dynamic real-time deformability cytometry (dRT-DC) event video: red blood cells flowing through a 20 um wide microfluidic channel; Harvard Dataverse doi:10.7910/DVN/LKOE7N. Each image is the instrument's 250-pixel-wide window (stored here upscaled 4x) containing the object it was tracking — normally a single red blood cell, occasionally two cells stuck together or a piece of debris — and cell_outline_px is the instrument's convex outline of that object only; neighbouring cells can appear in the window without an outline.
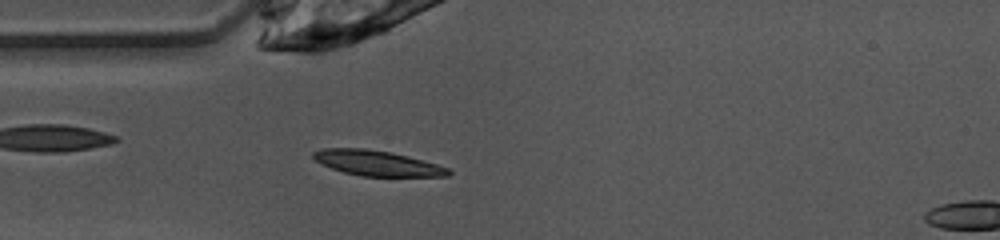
{"species": "common noctule bat (a hibernating species)", "species_latin": "Nyctalus noctula", "temperature_condition": "warm", "stored_images_in_passage": 39, "camera_frame_rate_fps": 3000, "um_per_image_px": 0.085, "animal": {"sex": "female", "body_mass_g": 10.0, "forearm_length_mm": 53.1}, "frame": {"image": 1, "passage_image": 3, "time_ms": 0.667, "image_size_px": [1000, 240], "cell_outline_px": [[452, 172], [448, 176], [360, 176], [344, 172], [332, 168], [316, 160], [312, 156], [312, 152], [324, 148], [364, 148], [392, 152], [408, 156], [436, 164], [448, 168]], "centroid_in_image_um": [32.06, 13.86], "position_along_channel_um": 52.9, "area_um2": 19.71}}
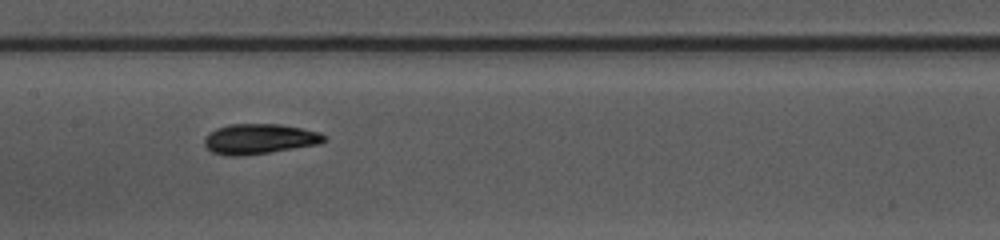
{"frame": {"image": 2, "passage_image": 13, "time_ms": 4.0, "image_size_px": [1000, 240], "cell_outline_px": [[328, 140], [320, 144], [244, 156], [228, 156], [212, 152], [204, 144], [204, 140], [208, 132], [216, 128], [228, 124], [280, 124], [320, 132], [328, 136]], "centroid_in_image_um": [22.07, 11.81], "position_along_channel_um": 185.3, "area_um2": 21.27}}
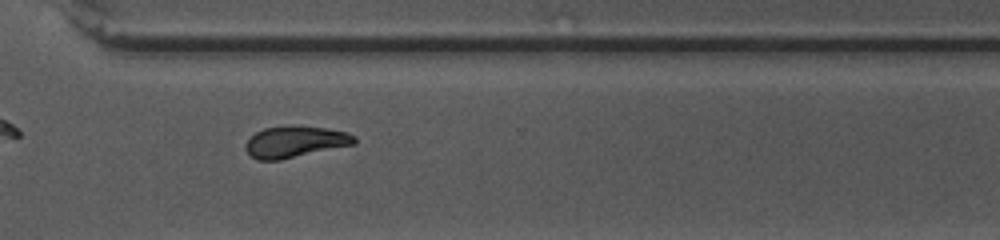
{"frame": {"image": 3, "passage_image": 25, "time_ms": 8.0, "image_size_px": [1000, 240], "cell_outline_px": [[356, 144], [280, 160], [256, 160], [244, 148], [244, 144], [256, 132], [264, 128], [288, 124], [296, 124], [324, 128], [348, 132], [356, 136]], "centroid_in_image_um": [25.09, 12.03], "position_along_channel_um": 345.5, "area_um2": 20.29}, "authors_computed_cell_mechanics": {"area_um2": 20.1722, "velocity_mm_per_s": 4.0262, "shape_relaxation_time_tau1_ms": 4.3315, "shape_relaxation_time_tau2_ms": 2.2221, "deformation_change_tau1": 0.1408, "deformation_change_tau2": 0.0654}}